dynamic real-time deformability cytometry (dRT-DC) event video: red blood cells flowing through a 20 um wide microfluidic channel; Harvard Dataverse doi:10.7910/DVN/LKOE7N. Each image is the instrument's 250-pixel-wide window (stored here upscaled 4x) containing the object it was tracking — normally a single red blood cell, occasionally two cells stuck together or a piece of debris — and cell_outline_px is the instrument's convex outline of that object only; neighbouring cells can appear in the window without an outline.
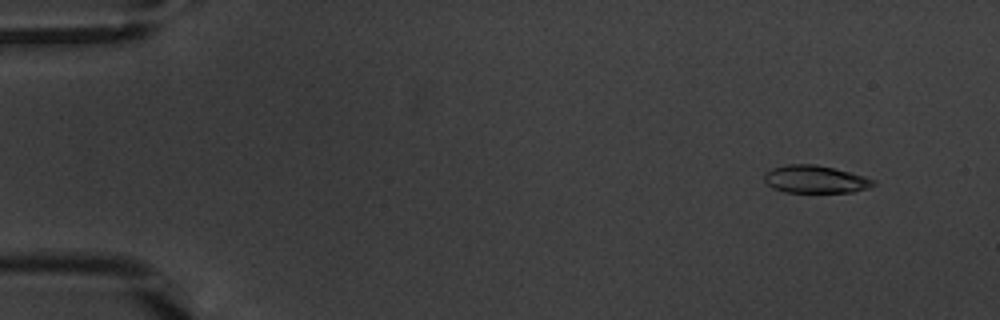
{"species": "common noctule bat (a hibernating species)", "species_latin": "Nyctalus noctula", "temperature_condition": "warm", "stored_images_in_passage": 7, "camera_frame_rate_fps": 3000, "um_per_image_px": 0.085, "animal": {"sex": "male", "body_mass_g": 20.1, "forearm_length_mm": 53.5}, "frame": {"image": 1, "passage_image": 1, "time_ms": 0.0, "image_size_px": [1000, 320], "cell_outline_px": [[876, 184], [868, 188], [852, 192], [784, 192], [772, 188], [764, 180], [764, 172], [772, 168], [788, 164], [816, 164], [864, 176], [876, 180]], "centroid_in_image_um": [69.28, 15.24], "position_along_channel_um": 15.7, "area_um2": 17.57}}